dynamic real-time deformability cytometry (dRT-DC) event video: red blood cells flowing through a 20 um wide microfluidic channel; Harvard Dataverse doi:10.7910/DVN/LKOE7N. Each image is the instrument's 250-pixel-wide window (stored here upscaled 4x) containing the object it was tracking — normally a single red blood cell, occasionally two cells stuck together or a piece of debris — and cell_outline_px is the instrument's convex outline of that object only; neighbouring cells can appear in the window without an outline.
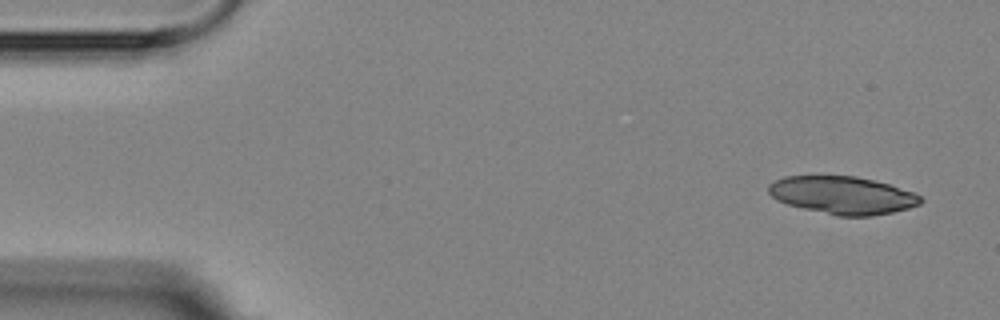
{"species": "Egyptian fruit bat (a non-hibernating species)", "species_latin": "Rousettus aegyptiacus", "temperature_condition": "room temperature", "stored_images_in_passage": 7, "camera_frame_rate_fps": 3000, "um_per_image_px": 0.085, "animal": {"sex": "female"}, "frame": {"image": 1, "passage_image": 1, "time_ms": 0.0, "image_size_px": [1000, 320], "cell_outline_px": [[924, 200], [920, 204], [908, 208], [892, 212], [872, 216], [836, 216], [788, 204], [776, 200], [768, 192], [768, 184], [784, 176], [856, 176], [888, 184], [912, 192], [920, 196]], "centroid_in_image_um": [71.6, 16.59], "position_along_channel_um": 13.4, "area_um2": 33.23}}